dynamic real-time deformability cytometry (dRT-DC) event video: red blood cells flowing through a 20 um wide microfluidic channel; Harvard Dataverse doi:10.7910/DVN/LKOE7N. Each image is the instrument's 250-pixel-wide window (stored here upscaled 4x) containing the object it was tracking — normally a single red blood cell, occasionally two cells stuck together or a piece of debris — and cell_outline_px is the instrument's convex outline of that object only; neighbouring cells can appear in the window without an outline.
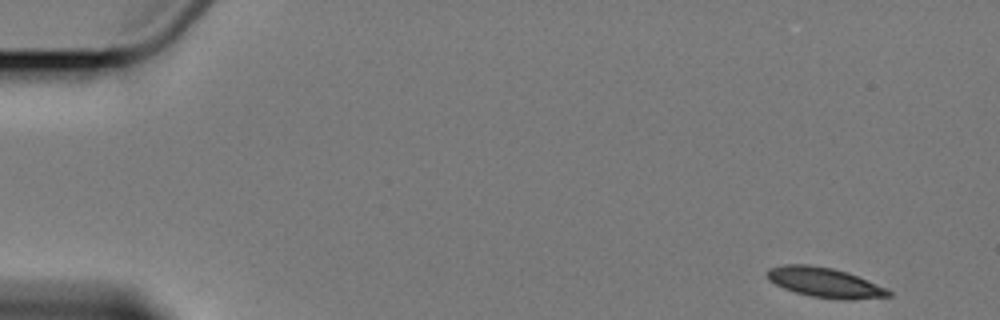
{"species": "Egyptian fruit bat (a non-hibernating species)", "species_latin": "Rousettus aegyptiacus", "temperature_condition": "cold", "stored_images_in_passage": 6, "camera_frame_rate_fps": 3000, "um_per_image_px": 0.085, "animal": {"sex": "female"}, "frame": {"image": 1, "passage_image": 1, "time_ms": 0.0, "image_size_px": [1000, 320], "cell_outline_px": [[892, 296], [852, 300], [840, 300], [812, 296], [796, 292], [784, 288], [768, 280], [764, 276], [764, 272], [768, 268], [784, 264], [808, 264], [832, 268], [856, 276], [884, 288], [892, 292]], "centroid_in_image_um": [70.02, 24.01], "position_along_channel_um": 15.0, "area_um2": 20.98}}
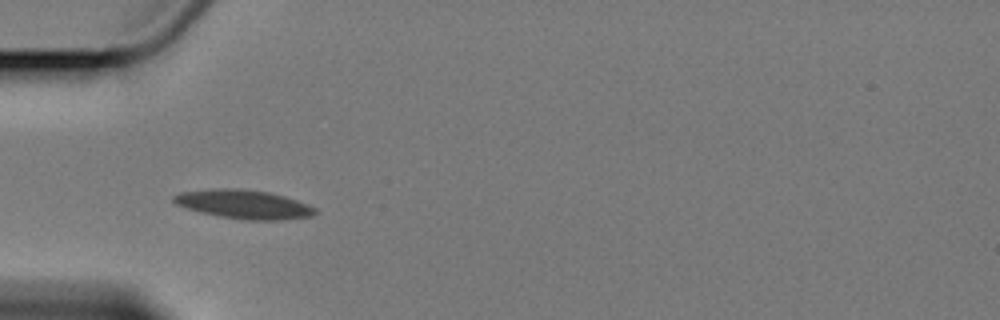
{"frame": {"image": 2, "passage_image": 5, "time_ms": 5.0, "image_size_px": [1000, 320], "cell_outline_px": [[320, 212], [312, 216], [284, 220], [244, 220], [220, 216], [200, 212], [176, 204], [172, 200], [172, 196], [180, 192], [216, 188], [236, 188], [268, 192], [284, 196], [308, 204], [316, 208]], "centroid_in_image_um": [20.75, 17.37], "position_along_channel_um": 64.2, "area_um2": 23.87}}
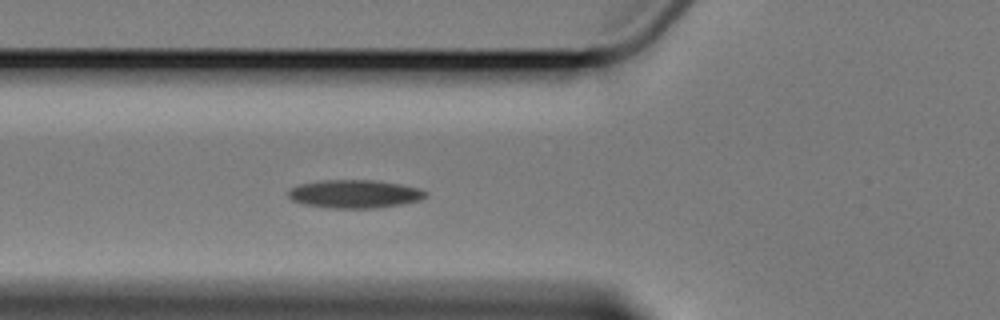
{"frame": {"image": 3, "passage_image": 6, "time_ms": 6.0, "image_size_px": [1000, 320], "cell_outline_px": [[428, 196], [420, 200], [404, 204], [376, 208], [328, 208], [304, 204], [292, 200], [288, 196], [288, 192], [292, 188], [300, 184], [324, 180], [376, 180], [400, 184], [420, 188], [428, 192]], "centroid_in_image_um": [30.2, 16.49], "position_along_channel_um": 95.6, "area_um2": 22.72}}